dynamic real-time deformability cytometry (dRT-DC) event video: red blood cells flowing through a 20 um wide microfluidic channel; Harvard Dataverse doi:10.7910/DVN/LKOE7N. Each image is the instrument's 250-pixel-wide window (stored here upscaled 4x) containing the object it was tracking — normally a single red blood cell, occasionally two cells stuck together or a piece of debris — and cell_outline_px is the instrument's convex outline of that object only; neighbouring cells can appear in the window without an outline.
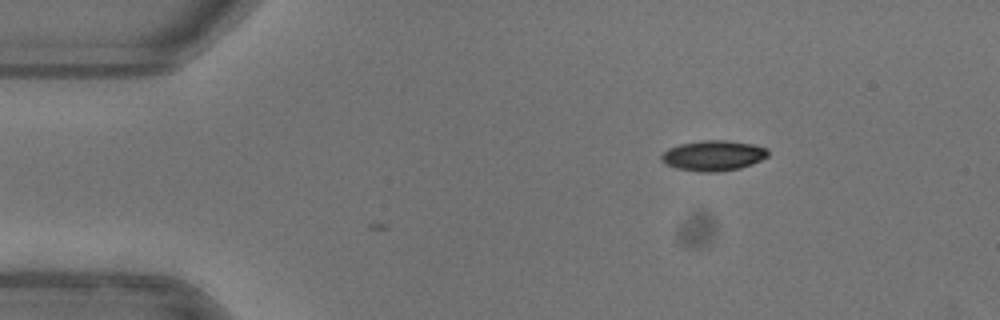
{"species": "common noctule bat (a hibernating species)", "species_latin": "Nyctalus noctula", "temperature_condition": "warm", "stored_images_in_passage": 2, "camera_frame_rate_fps": 3000, "um_per_image_px": 0.085, "animal": {"sex": "female"}, "frame": {"image": 1, "passage_image": 1, "time_ms": 0.0, "image_size_px": [1000, 320], "cell_outline_px": [[768, 156], [752, 164], [740, 168], [716, 172], [700, 172], [676, 168], [664, 164], [660, 160], [660, 156], [668, 148], [680, 144], [704, 140], [728, 140], [752, 144], [768, 148]], "centroid_in_image_um": [60.61, 13.23], "position_along_channel_um": 24.4, "area_um2": 18.96}}